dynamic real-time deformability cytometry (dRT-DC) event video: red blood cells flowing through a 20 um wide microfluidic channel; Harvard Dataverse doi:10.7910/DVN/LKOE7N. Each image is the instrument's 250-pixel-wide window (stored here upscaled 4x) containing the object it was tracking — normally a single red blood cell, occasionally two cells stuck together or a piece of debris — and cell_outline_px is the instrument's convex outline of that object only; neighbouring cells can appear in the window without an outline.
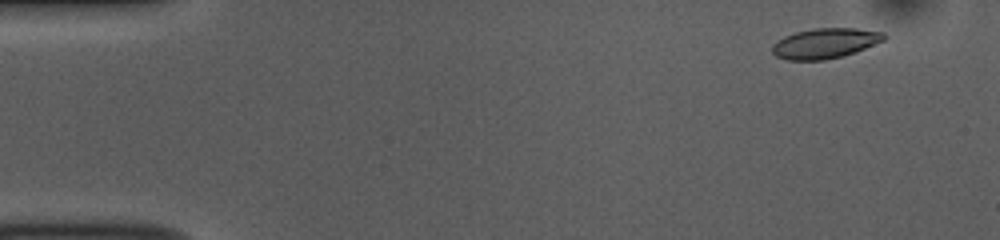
{"species": "common noctule bat (a hibernating species)", "species_latin": "Nyctalus noctula", "temperature_condition": "room temperature", "stored_images_in_passage": 53, "camera_frame_rate_fps": 3000, "um_per_image_px": 0.085, "animal": {"sex": "female", "body_mass_g": 10.0, "forearm_length_mm": 53.1}, "frame": {"image": 1, "passage_image": 4, "time_ms": 1.0, "image_size_px": [1000, 240], "cell_outline_px": [[888, 36], [884, 40], [844, 56], [824, 60], [788, 60], [776, 56], [772, 52], [772, 44], [776, 40], [784, 36], [796, 32], [812, 28], [856, 28], [884, 32]], "centroid_in_image_um": [70.12, 3.67], "position_along_channel_um": 14.9, "area_um2": 19.77}}
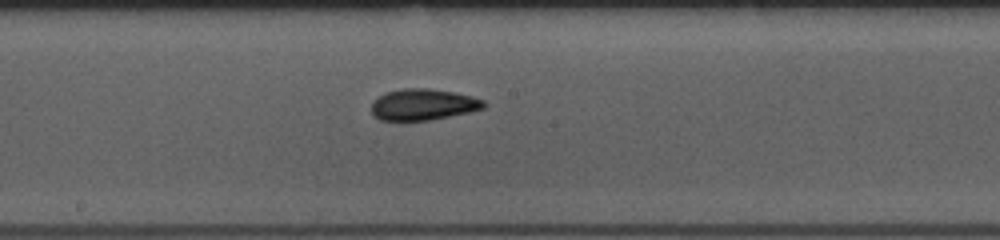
{"frame": {"image": 2, "passage_image": 28, "time_ms": 9.0, "image_size_px": [1000, 240], "cell_outline_px": [[484, 108], [468, 112], [432, 120], [380, 120], [372, 112], [372, 100], [388, 92], [404, 88], [428, 88], [452, 92], [472, 96], [484, 100]], "centroid_in_image_um": [35.96, 8.88], "position_along_channel_um": 212.2, "area_um2": 20.23}}
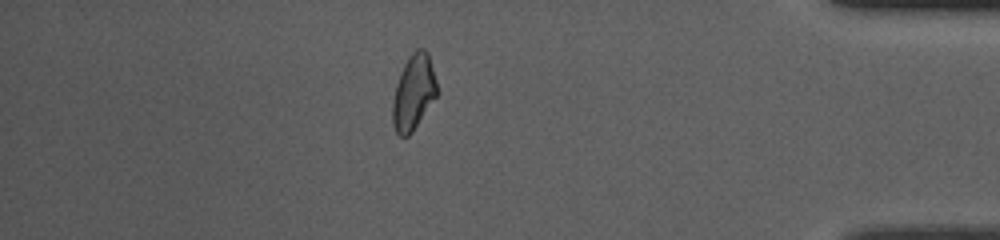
{"frame": {"image": 3, "passage_image": 46, "time_ms": 15.0, "image_size_px": [1000, 240], "cell_outline_px": [[436, 96], [412, 132], [408, 136], [400, 136], [396, 132], [392, 124], [392, 104], [396, 84], [404, 64], [408, 56], [416, 48], [424, 48], [428, 52], [436, 80]], "centroid_in_image_um": [35.13, 7.83], "position_along_channel_um": 400.1, "area_um2": 19.31}, "authors_computed_cell_mechanics": {"area_um2": 20.0566, "velocity_mm_per_s": 3.7611, "shape_relaxation_time_tau1_ms": 5.2866, "shape_relaxation_time_tau2_ms": 4.209, "deformation_change_tau1": 0.127, "deformation_change_tau2": 0.0921}}